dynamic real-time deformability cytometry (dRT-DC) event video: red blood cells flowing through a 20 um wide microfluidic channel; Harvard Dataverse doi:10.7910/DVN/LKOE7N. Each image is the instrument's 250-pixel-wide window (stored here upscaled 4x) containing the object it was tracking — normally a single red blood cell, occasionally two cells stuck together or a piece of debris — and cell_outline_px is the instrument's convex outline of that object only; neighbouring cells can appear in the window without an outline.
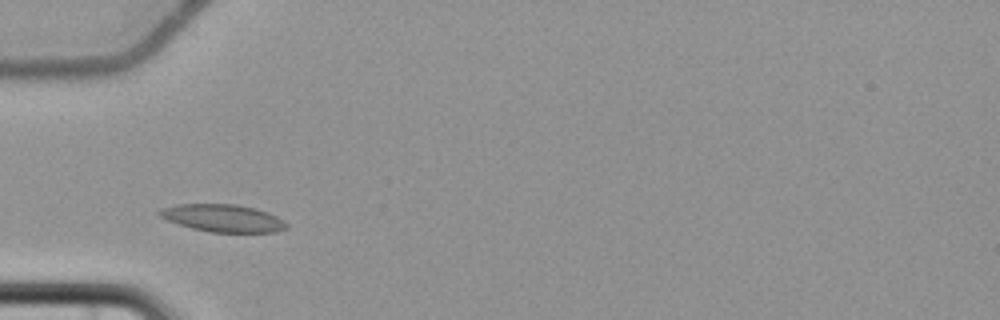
{"species": "common noctule bat (a hibernating species)", "species_latin": "Nyctalus noctula", "temperature_condition": "cold", "stored_images_in_passage": 7, "camera_frame_rate_fps": 3000, "um_per_image_px": 0.085, "animal": {"sex": "female", "body_mass_g": 22.7, "forearm_length_mm": 54.2}, "frame": {"image": 1, "passage_image": 2, "time_ms": 1.333, "image_size_px": [1000, 320], "cell_outline_px": [[288, 228], [276, 232], [208, 232], [192, 228], [168, 220], [160, 216], [156, 212], [160, 208], [176, 204], [236, 204], [256, 208], [268, 212], [284, 220], [288, 224]], "centroid_in_image_um": [18.96, 18.53], "position_along_channel_um": 66.0, "area_um2": 20.46}}
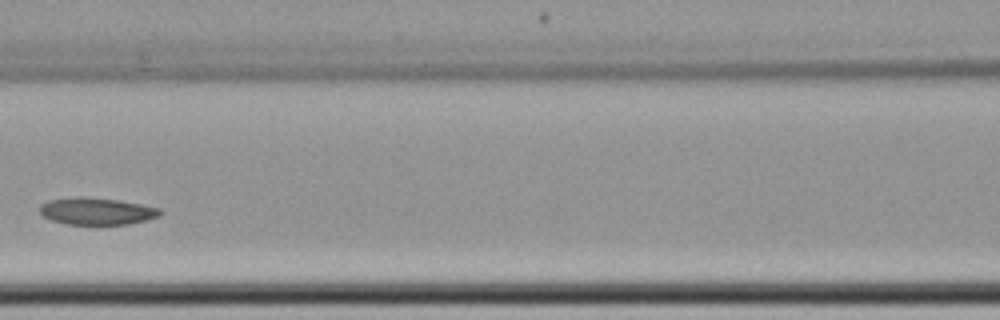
{"frame": {"image": 2, "passage_image": 4, "time_ms": 4.0, "image_size_px": [1000, 320], "cell_outline_px": [[164, 212], [160, 216], [148, 220], [128, 224], [64, 224], [52, 220], [44, 216], [40, 212], [40, 204], [48, 200], [80, 196], [116, 200], [140, 204], [160, 208]], "centroid_in_image_um": [8.24, 17.95], "position_along_channel_um": 158.4, "area_um2": 18.96}}
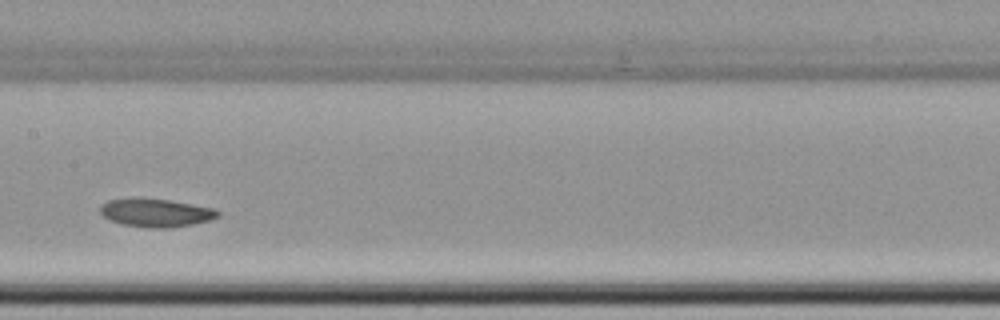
{"frame": {"image": 3, "passage_image": 5, "time_ms": 5.0, "image_size_px": [1000, 320], "cell_outline_px": [[220, 216], [208, 220], [192, 224], [172, 228], [148, 228], [124, 224], [112, 220], [104, 216], [100, 212], [100, 204], [108, 200], [140, 196], [168, 200], [216, 208], [220, 212]], "centroid_in_image_um": [13.25, 18.06], "position_along_channel_um": 194.2, "area_um2": 19.65}}